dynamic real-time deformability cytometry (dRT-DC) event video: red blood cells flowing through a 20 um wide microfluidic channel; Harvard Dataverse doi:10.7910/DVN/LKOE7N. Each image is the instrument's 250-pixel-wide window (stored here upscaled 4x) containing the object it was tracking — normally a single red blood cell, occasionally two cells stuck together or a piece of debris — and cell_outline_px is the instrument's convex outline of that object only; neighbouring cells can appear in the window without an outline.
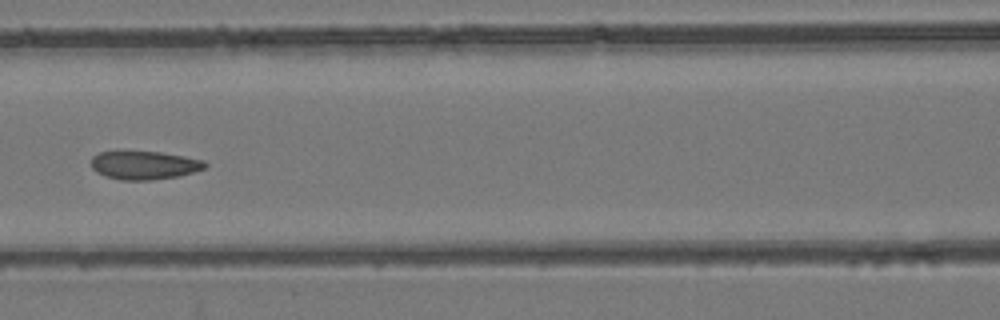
{"species": "common noctule bat (a hibernating species)", "species_latin": "Nyctalus noctula", "temperature_condition": "room temperature", "stored_images_in_passage": 6, "camera_frame_rate_fps": 3000, "um_per_image_px": 0.085, "animal": {"sex": "female", "body_mass_g": 24.6, "forearm_length_mm": 56.2}, "frame": {"image": 1, "passage_image": 6, "time_ms": 5.667, "image_size_px": [1000, 320], "cell_outline_px": [[208, 164], [204, 168], [180, 176], [152, 180], [120, 180], [104, 176], [96, 172], [92, 168], [92, 156], [100, 152], [160, 152], [184, 156], [204, 160]], "centroid_in_image_um": [12.27, 14.05], "position_along_channel_um": 154.3, "area_um2": 18.79}}